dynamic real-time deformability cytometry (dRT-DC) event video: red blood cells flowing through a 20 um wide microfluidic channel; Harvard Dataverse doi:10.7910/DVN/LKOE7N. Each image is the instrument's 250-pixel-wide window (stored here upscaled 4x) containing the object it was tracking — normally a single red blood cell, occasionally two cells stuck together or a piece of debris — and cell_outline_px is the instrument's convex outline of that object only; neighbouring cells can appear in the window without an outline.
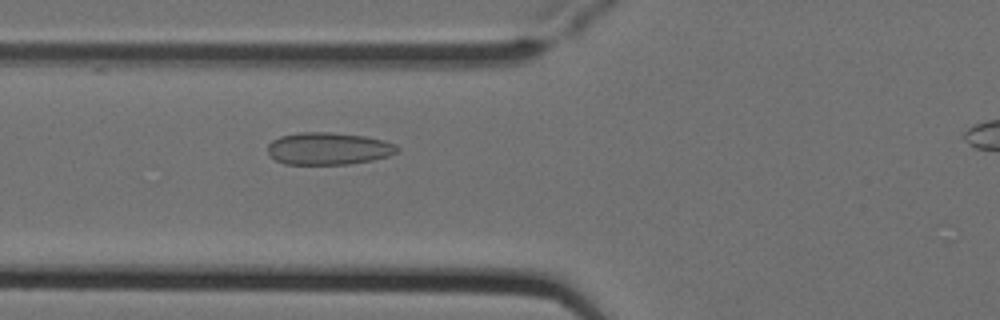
{"species": "Egyptian fruit bat (a non-hibernating species)", "species_latin": "Rousettus aegyptiacus", "temperature_condition": "cold", "stored_images_in_passage": 4, "camera_frame_rate_fps": 3000, "um_per_image_px": 0.085, "animal": {"sex": "female"}, "frame": {"image": 1, "passage_image": 3, "time_ms": 0.667, "image_size_px": [1000, 320], "cell_outline_px": [[400, 152], [388, 156], [372, 160], [348, 164], [284, 164], [276, 160], [268, 152], [268, 144], [272, 140], [280, 136], [300, 132], [328, 132], [364, 136], [384, 140], [396, 144], [400, 148]], "centroid_in_image_um": [27.95, 12.63], "position_along_channel_um": 97.9, "area_um2": 24.45}}